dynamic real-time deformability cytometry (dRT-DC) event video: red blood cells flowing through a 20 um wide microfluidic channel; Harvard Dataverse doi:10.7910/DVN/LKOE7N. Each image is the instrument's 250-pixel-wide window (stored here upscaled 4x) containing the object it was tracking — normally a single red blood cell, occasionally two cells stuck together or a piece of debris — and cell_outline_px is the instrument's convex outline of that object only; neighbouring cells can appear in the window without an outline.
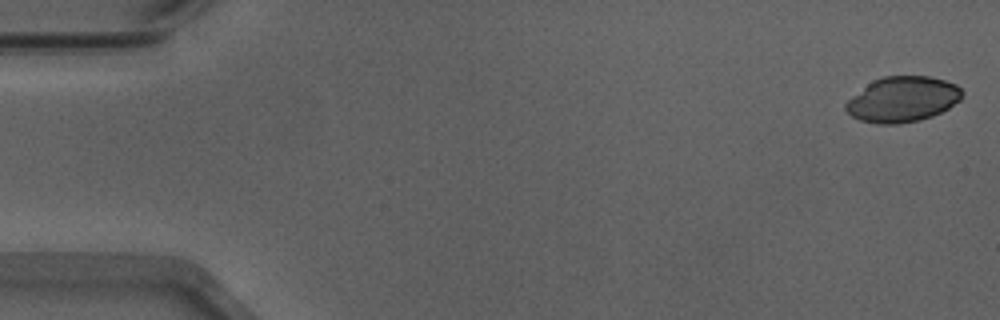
{"species": "Egyptian fruit bat (a non-hibernating species)", "species_latin": "Rousettus aegyptiacus", "temperature_condition": "warm", "stored_images_in_passage": 15, "camera_frame_rate_fps": 3000, "um_per_image_px": 0.085, "animal": {"sex": "male"}, "frame": {"image": 1, "passage_image": 1, "time_ms": 0.0, "image_size_px": [1000, 320], "cell_outline_px": [[964, 92], [960, 100], [948, 108], [932, 116], [920, 120], [900, 124], [880, 124], [860, 120], [852, 116], [844, 108], [844, 104], [852, 96], [872, 80], [884, 76], [928, 76], [944, 80], [956, 84]], "centroid_in_image_um": [76.72, 8.44], "position_along_channel_um": 8.3, "area_um2": 30.81}}
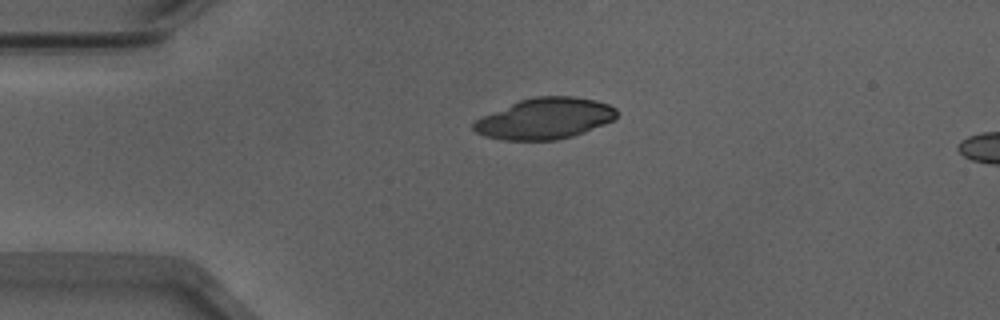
{"frame": {"image": 2, "passage_image": 12, "time_ms": 3.667, "image_size_px": [1000, 320], "cell_outline_px": [[616, 116], [612, 120], [604, 124], [584, 132], [572, 136], [556, 140], [500, 140], [484, 136], [476, 132], [472, 128], [472, 124], [476, 120], [484, 116], [520, 100], [536, 96], [572, 96], [596, 100], [608, 104], [616, 108]], "centroid_in_image_um": [46.31, 10.08], "position_along_channel_um": 38.7, "area_um2": 33.93}}